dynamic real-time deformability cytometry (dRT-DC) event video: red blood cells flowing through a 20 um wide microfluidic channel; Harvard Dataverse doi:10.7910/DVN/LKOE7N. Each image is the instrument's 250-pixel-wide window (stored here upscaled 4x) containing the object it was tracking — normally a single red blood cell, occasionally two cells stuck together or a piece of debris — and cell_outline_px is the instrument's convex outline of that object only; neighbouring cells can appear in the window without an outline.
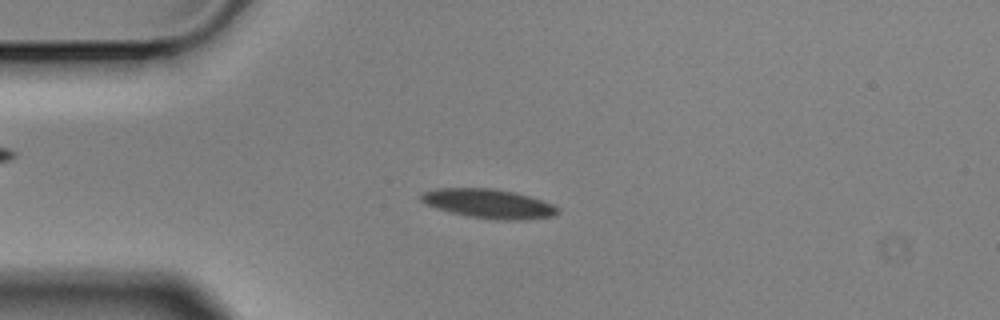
{"species": "Egyptian fruit bat (a non-hibernating species)", "species_latin": "Rousettus aegyptiacus", "temperature_condition": "cold", "stored_images_in_passage": 13, "camera_frame_rate_fps": 3000, "um_per_image_px": 0.085, "animal": {"sex": "male"}, "frame": {"image": 1, "passage_image": 2, "time_ms": 0.333, "image_size_px": [1000, 320], "cell_outline_px": [[560, 212], [552, 216], [516, 220], [496, 220], [468, 216], [436, 208], [424, 204], [420, 200], [420, 196], [424, 192], [440, 188], [488, 188], [512, 192], [528, 196], [552, 204], [560, 208]], "centroid_in_image_um": [41.52, 17.31], "position_along_channel_um": 43.5, "area_um2": 22.95}}
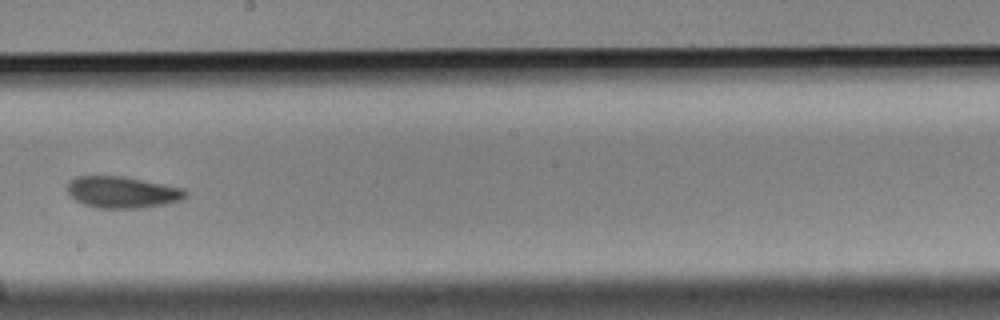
{"frame": {"image": 2, "passage_image": 7, "time_ms": 2.0, "image_size_px": [1000, 320], "cell_outline_px": [[188, 196], [180, 200], [164, 204], [140, 208], [96, 208], [84, 204], [76, 200], [68, 192], [68, 180], [76, 176], [124, 176], [184, 188], [188, 192]], "centroid_in_image_um": [10.41, 16.33], "position_along_channel_um": 237.8, "area_um2": 21.79}}
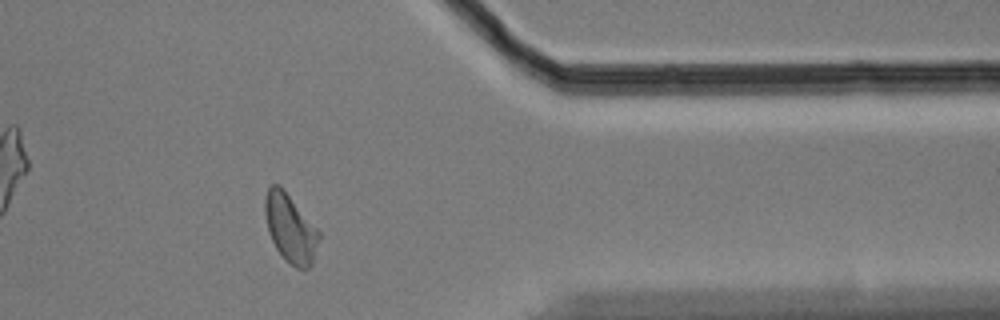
{"frame": {"image": 3, "passage_image": 11, "time_ms": 3.333, "image_size_px": [1000, 320], "cell_outline_px": [[320, 236], [312, 264], [308, 268], [296, 268], [276, 248], [268, 232], [264, 212], [264, 200], [268, 188], [272, 184], [280, 184], [284, 188], [320, 232]], "centroid_in_image_um": [24.67, 19.35], "position_along_channel_um": 386.7, "area_um2": 21.33}}